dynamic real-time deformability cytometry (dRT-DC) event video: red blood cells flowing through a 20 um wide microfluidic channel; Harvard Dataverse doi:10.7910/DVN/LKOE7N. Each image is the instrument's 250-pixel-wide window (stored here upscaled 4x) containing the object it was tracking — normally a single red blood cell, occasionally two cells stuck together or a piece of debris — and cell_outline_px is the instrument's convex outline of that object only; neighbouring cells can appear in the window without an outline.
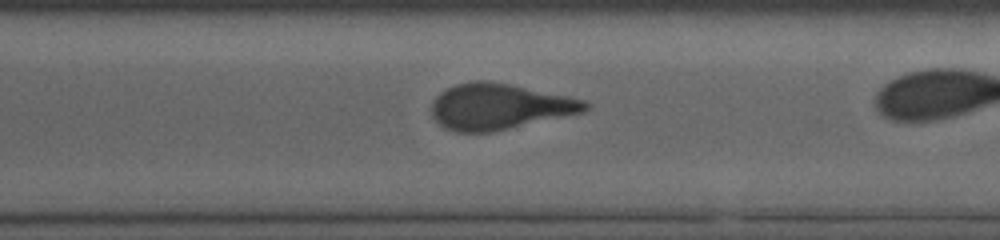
{"species": "human", "species_latin": "Homo sapiens", "temperature_condition": "cold", "stored_images_in_passage": 17, "camera_frame_rate_fps": 3000, "um_per_image_px": 0.085, "donor": {"sex": "male"}, "frame": {"image": 1, "passage_image": 15, "time_ms": 7.0, "image_size_px": [1000, 240], "cell_outline_px": [[588, 108], [584, 112], [492, 132], [456, 132], [444, 128], [432, 116], [432, 100], [440, 92], [456, 84], [472, 80], [488, 80], [512, 84], [584, 100], [588, 104]], "centroid_in_image_um": [42.4, 9.05], "position_along_channel_um": 328.2, "area_um2": 40.98}}